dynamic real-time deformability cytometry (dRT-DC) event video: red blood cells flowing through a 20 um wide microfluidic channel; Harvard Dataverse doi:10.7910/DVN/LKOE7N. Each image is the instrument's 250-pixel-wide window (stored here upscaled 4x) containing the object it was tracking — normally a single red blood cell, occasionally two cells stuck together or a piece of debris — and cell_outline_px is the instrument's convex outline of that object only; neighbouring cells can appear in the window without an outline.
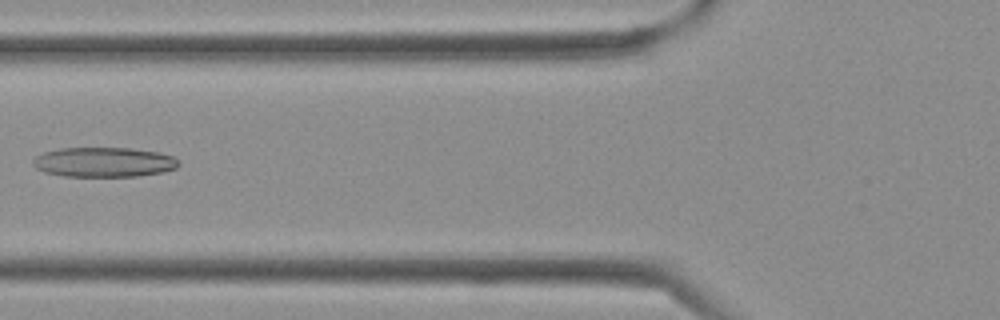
{"species": "Egyptian fruit bat (a non-hibernating species)", "species_latin": "Rousettus aegyptiacus", "temperature_condition": "cold", "stored_images_in_passage": 38, "camera_frame_rate_fps": 3000, "um_per_image_px": 0.085, "frame": {"image": 1, "passage_image": 14, "time_ms": 4.333, "image_size_px": [1000, 320], "cell_outline_px": [[180, 164], [176, 168], [164, 172], [136, 176], [64, 176], [44, 172], [36, 168], [32, 164], [32, 160], [36, 156], [44, 152], [60, 148], [132, 148], [160, 152], [172, 156], [180, 160]], "centroid_in_image_um": [8.85, 13.78], "position_along_channel_um": 116.9, "area_um2": 25.43}}
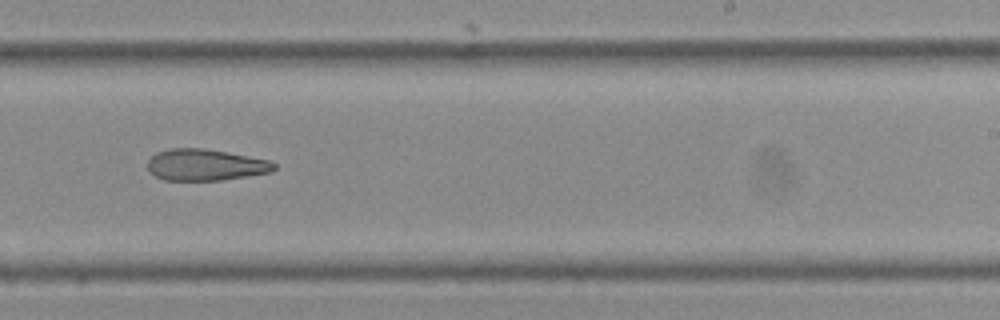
{"frame": {"image": 2, "passage_image": 23, "time_ms": 7.333, "image_size_px": [1000, 320], "cell_outline_px": [[276, 168], [272, 172], [248, 176], [220, 180], [164, 180], [156, 176], [148, 168], [148, 160], [156, 152], [168, 148], [204, 148], [228, 152], [268, 160], [276, 164]], "centroid_in_image_um": [17.47, 14.0], "position_along_channel_um": 271.5, "area_um2": 23.18}}
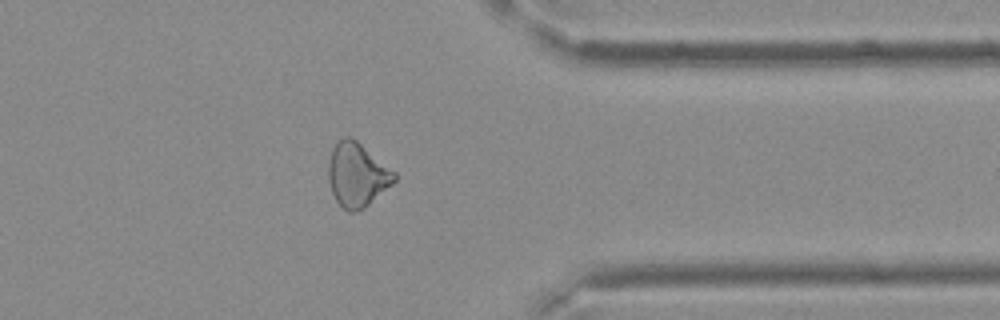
{"frame": {"image": 3, "passage_image": 30, "time_ms": 9.667, "image_size_px": [1000, 320], "cell_outline_px": [[396, 180], [392, 184], [364, 208], [356, 212], [348, 212], [336, 200], [332, 192], [328, 180], [328, 164], [332, 148], [336, 140], [344, 136], [352, 136], [396, 172]], "centroid_in_image_um": [30.34, 14.82], "position_along_channel_um": 381.1, "area_um2": 24.74}}